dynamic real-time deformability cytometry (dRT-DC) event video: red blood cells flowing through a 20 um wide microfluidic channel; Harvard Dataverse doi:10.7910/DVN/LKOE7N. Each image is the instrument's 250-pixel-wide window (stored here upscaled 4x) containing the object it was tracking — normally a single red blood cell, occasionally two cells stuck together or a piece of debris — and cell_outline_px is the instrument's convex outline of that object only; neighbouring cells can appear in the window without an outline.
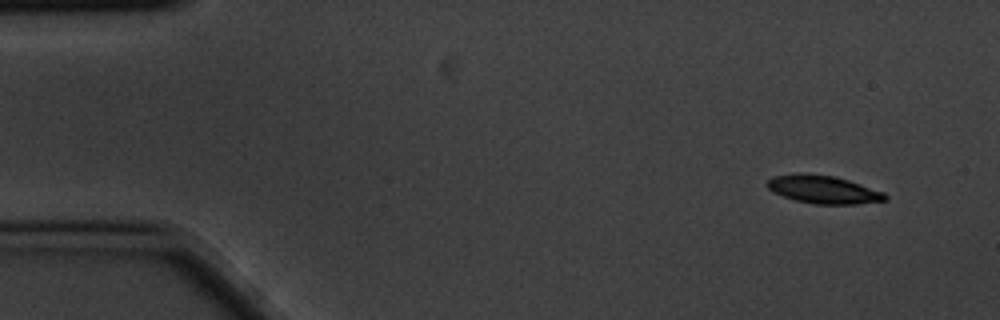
{"species": "common noctule bat (a hibernating species)", "species_latin": "Nyctalus noctula", "temperature_condition": "cold", "stored_images_in_passage": 10, "camera_frame_rate_fps": 3000, "um_per_image_px": 0.085, "animal": {"sex": "male", "body_mass_g": 20.1, "forearm_length_mm": 53.5}, "frame": {"image": 1, "passage_image": 1, "time_ms": 0.0, "image_size_px": [1000, 320], "cell_outline_px": [[888, 200], [856, 204], [816, 204], [796, 200], [772, 192], [768, 188], [768, 180], [776, 176], [836, 176], [884, 192], [888, 196]], "centroid_in_image_um": [70.09, 16.16], "position_along_channel_um": 14.9, "area_um2": 18.32}}
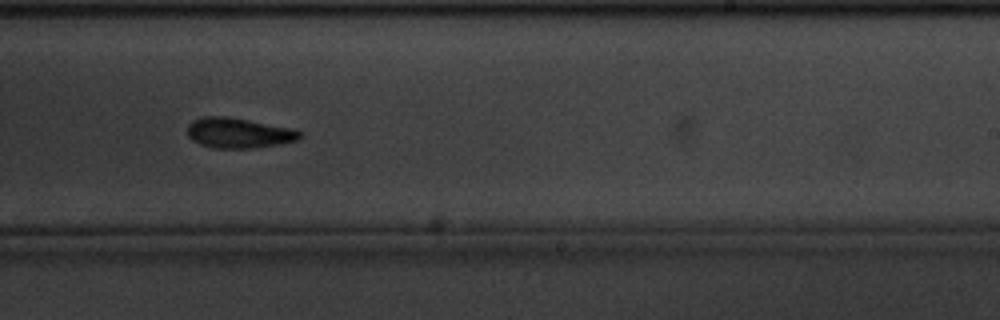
{"frame": {"image": 2, "passage_image": 9, "time_ms": 2.667, "image_size_px": [1000, 320], "cell_outline_px": [[300, 140], [252, 148], [216, 148], [200, 144], [192, 140], [188, 136], [188, 124], [192, 120], [204, 116], [224, 116], [296, 128], [300, 132]], "centroid_in_image_um": [20.29, 11.29], "position_along_channel_um": 268.7, "area_um2": 19.77}}
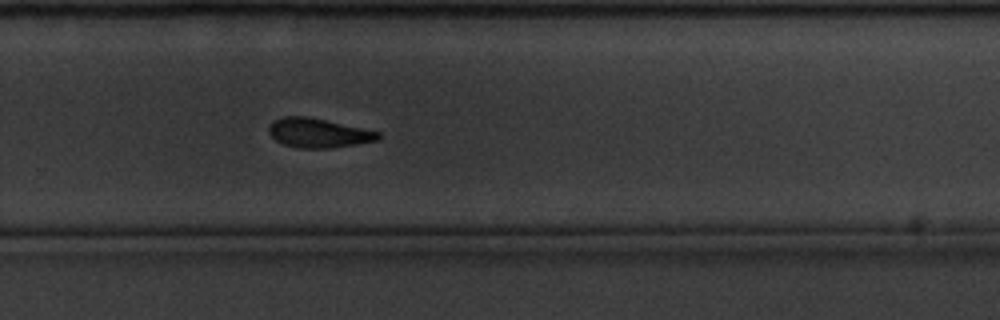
{"frame": {"image": 3, "passage_image": 10, "time_ms": 3.0, "image_size_px": [1000, 320], "cell_outline_px": [[380, 140], [332, 148], [300, 148], [284, 144], [276, 140], [268, 132], [268, 124], [272, 120], [284, 116], [304, 116], [324, 120], [380, 132]], "centroid_in_image_um": [27.03, 11.3], "position_along_channel_um": 302.8, "area_um2": 18.55}}